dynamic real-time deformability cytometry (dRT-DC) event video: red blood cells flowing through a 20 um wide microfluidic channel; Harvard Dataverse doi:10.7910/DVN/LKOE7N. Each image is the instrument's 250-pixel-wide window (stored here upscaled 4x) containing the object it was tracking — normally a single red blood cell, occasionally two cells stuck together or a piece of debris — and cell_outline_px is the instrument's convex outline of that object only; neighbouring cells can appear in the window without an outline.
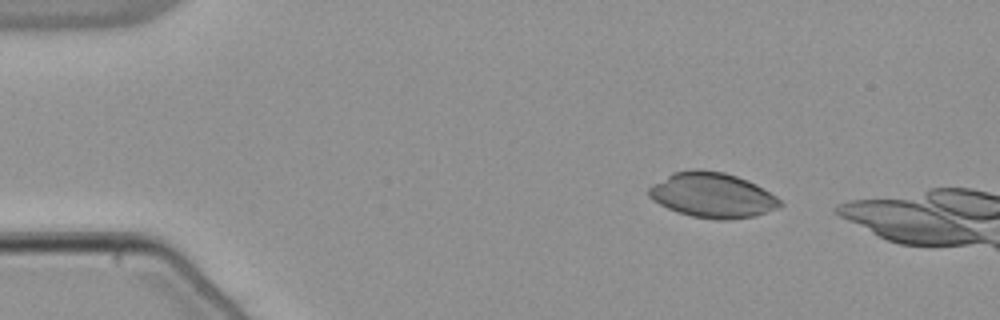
{"species": "common noctule bat (a hibernating species)", "species_latin": "Nyctalus noctula", "temperature_condition": "warm", "stored_images_in_passage": 41, "camera_frame_rate_fps": 3000, "um_per_image_px": 0.085, "animal": {"sex": "male", "body_mass_g": 21.5, "forearm_length_mm": 52.0}, "frame": {"image": 1, "passage_image": 1, "time_ms": 0.0, "image_size_px": [1000, 320], "cell_outline_px": [[784, 204], [780, 208], [756, 216], [728, 220], [716, 220], [692, 216], [676, 212], [652, 200], [648, 196], [648, 188], [652, 184], [672, 172], [724, 172], [748, 180], [756, 184], [776, 196]], "centroid_in_image_um": [60.58, 16.64], "position_along_channel_um": 24.4, "area_um2": 34.1}}
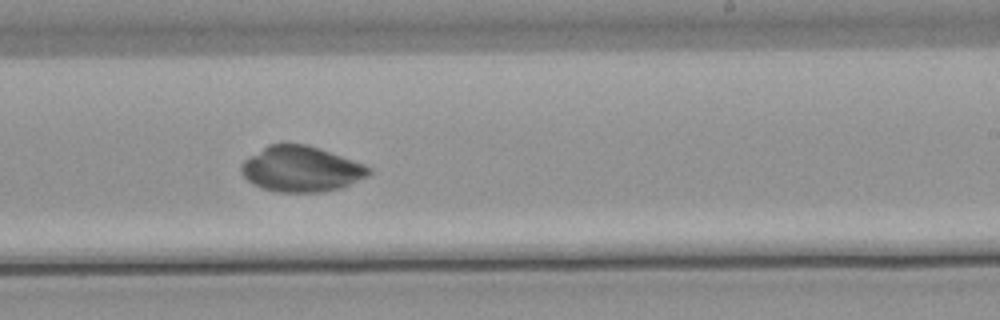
{"frame": {"image": 2, "passage_image": 26, "time_ms": 8.333, "image_size_px": [1000, 320], "cell_outline_px": [[372, 172], [368, 176], [340, 188], [324, 192], [276, 192], [260, 188], [252, 184], [244, 176], [240, 168], [244, 160], [268, 144], [308, 144], [320, 148], [364, 164], [372, 168]], "centroid_in_image_um": [25.6, 14.37], "position_along_channel_um": 263.4, "area_um2": 33.93}}
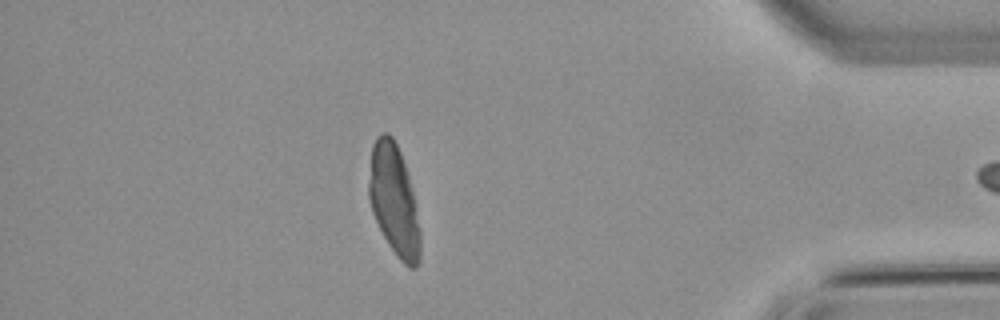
{"frame": {"image": 3, "passage_image": 40, "time_ms": 13.0, "image_size_px": [1000, 320], "cell_outline_px": [[420, 260], [416, 268], [408, 268], [400, 260], [388, 244], [372, 212], [368, 200], [368, 184], [372, 144], [376, 136], [380, 132], [388, 132], [392, 136], [400, 152], [412, 188], [416, 204], [420, 228]], "centroid_in_image_um": [33.48, 17.02], "position_along_channel_um": 401.7, "area_um2": 33.41}}